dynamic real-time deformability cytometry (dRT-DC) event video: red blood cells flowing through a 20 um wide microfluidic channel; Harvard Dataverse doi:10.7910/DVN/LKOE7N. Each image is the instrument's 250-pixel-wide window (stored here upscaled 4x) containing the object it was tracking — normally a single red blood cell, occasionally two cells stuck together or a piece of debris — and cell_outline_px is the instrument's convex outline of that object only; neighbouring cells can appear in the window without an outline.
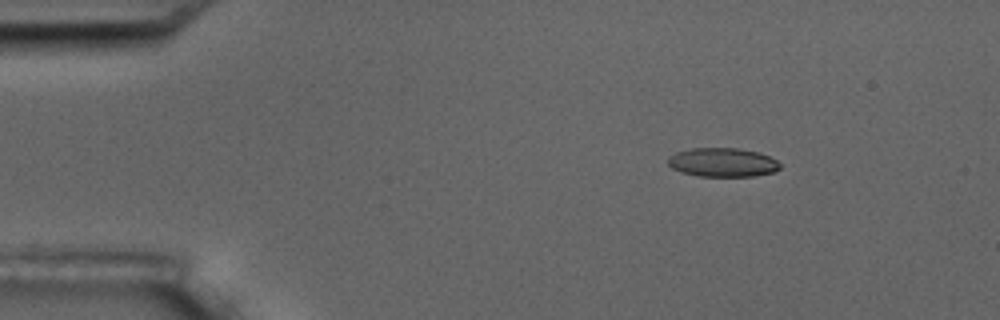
{"species": "common noctule bat (a hibernating species)", "species_latin": "Nyctalus noctula", "temperature_condition": "room temperature", "stored_images_in_passage": 15, "camera_frame_rate_fps": 3000, "um_per_image_px": 0.085, "animal": {"sex": "male", "body_mass_g": 17.5, "forearm_length_mm": 52.3}, "frame": {"image": 1, "passage_image": 3, "time_ms": 2.333, "image_size_px": [1000, 320], "cell_outline_px": [[780, 168], [772, 172], [752, 176], [696, 176], [680, 172], [672, 168], [668, 164], [668, 156], [676, 152], [692, 148], [740, 148], [756, 152], [768, 156], [776, 160], [780, 164]], "centroid_in_image_um": [61.37, 13.8], "position_along_channel_um": 23.6, "area_um2": 18.84}}
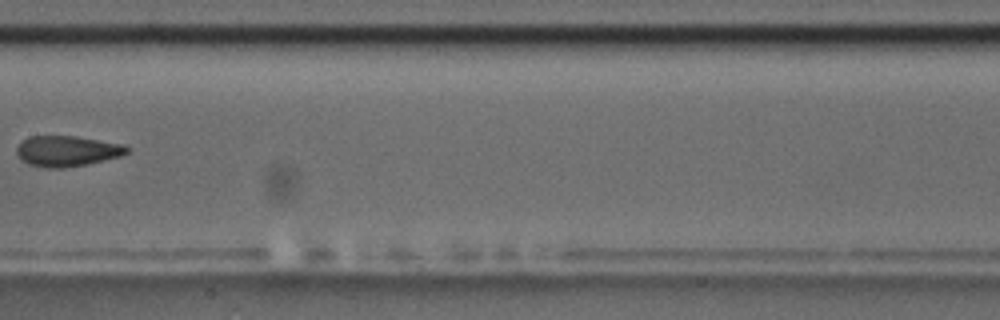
{"frame": {"image": 2, "passage_image": 9, "time_ms": 9.333, "image_size_px": [1000, 320], "cell_outline_px": [[128, 152], [120, 156], [88, 164], [64, 168], [48, 168], [28, 164], [16, 152], [16, 148], [20, 140], [28, 136], [76, 136], [124, 144], [128, 148]], "centroid_in_image_um": [5.68, 12.83], "position_along_channel_um": 201.7, "area_um2": 19.71}}
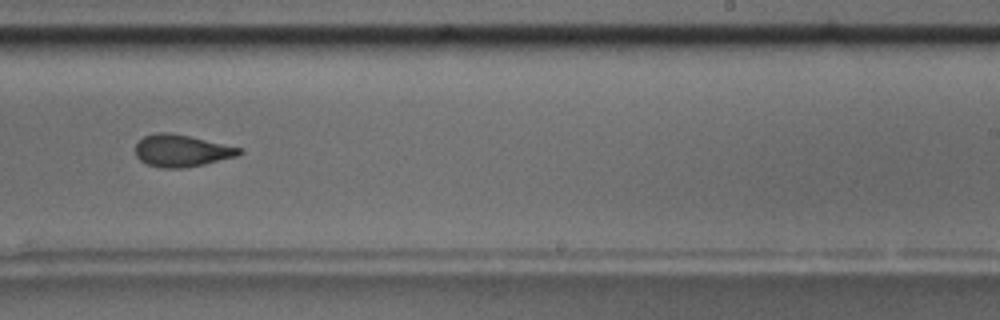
{"frame": {"image": 3, "passage_image": 11, "time_ms": 11.333, "image_size_px": [1000, 320], "cell_outline_px": [[244, 152], [236, 156], [204, 164], [184, 168], [160, 168], [148, 164], [140, 160], [136, 156], [136, 144], [144, 136], [156, 132], [172, 132], [240, 148]], "centroid_in_image_um": [15.4, 12.81], "position_along_channel_um": 273.6, "area_um2": 19.25}, "authors_computed_cell_mechanics": {"area_um2": 19.4786, "velocity_mm_per_s": 3.5952, "shape_relaxation_time_tau1_ms": 4.0832, "shape_relaxation_time_tau2_ms": 1.9718, "deformation_change_tau1": 0.1118, "deformation_change_tau2": 0.0566}}